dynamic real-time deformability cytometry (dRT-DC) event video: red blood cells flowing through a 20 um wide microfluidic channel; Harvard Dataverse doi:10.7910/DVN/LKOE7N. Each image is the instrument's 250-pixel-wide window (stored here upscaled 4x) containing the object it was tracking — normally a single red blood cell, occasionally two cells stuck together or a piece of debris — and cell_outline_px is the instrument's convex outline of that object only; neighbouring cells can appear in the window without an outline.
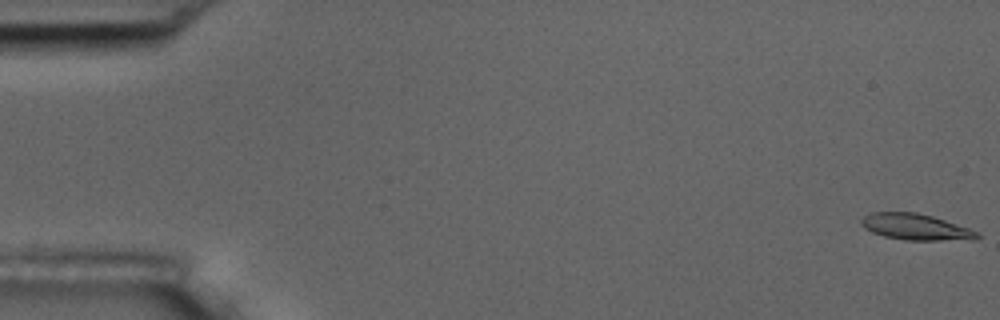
{"species": "common noctule bat (a hibernating species)", "species_latin": "Nyctalus noctula", "temperature_condition": "room temperature", "stored_images_in_passage": 57, "camera_frame_rate_fps": 3000, "um_per_image_px": 0.085, "animal": {"sex": "male", "body_mass_g": 17.5, "forearm_length_mm": 52.3}, "frame": {"image": 1, "passage_image": 1, "time_ms": 0.0, "image_size_px": [1000, 320], "cell_outline_px": [[980, 236], [972, 240], [904, 240], [884, 236], [872, 232], [864, 228], [860, 224], [860, 220], [864, 216], [872, 212], [916, 212], [932, 216], [980, 232]], "centroid_in_image_um": [77.82, 19.29], "position_along_channel_um": 7.2, "area_um2": 17.69}}
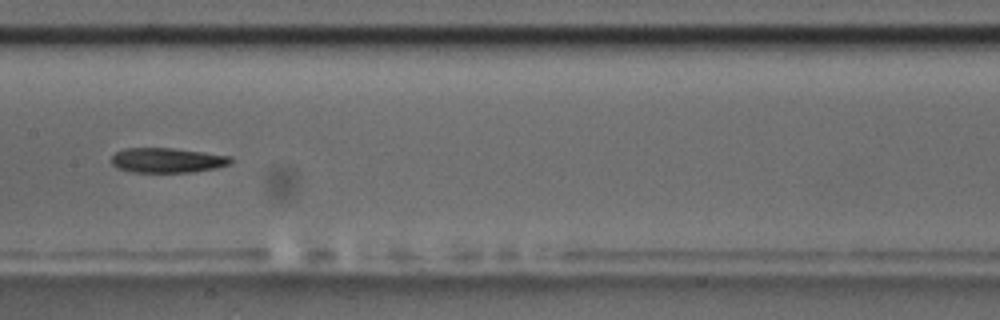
{"frame": {"image": 2, "passage_image": 29, "time_ms": 9.333, "image_size_px": [1000, 320], "cell_outline_px": [[232, 160], [228, 164], [216, 168], [192, 172], [132, 172], [116, 168], [112, 164], [112, 156], [116, 152], [124, 148], [172, 148], [204, 152], [232, 156]], "centroid_in_image_um": [14.2, 13.62], "position_along_channel_um": 193.2, "area_um2": 17.28}}
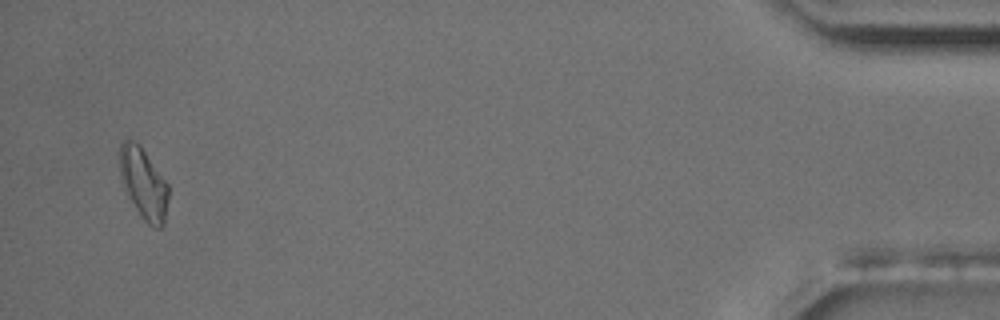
{"frame": {"image": 3, "passage_image": 55, "time_ms": 18.0, "image_size_px": [1000, 320], "cell_outline_px": [[168, 196], [164, 224], [160, 228], [152, 228], [144, 220], [128, 196], [120, 180], [120, 144], [128, 136], [140, 144], [168, 184]], "centroid_in_image_um": [12.19, 15.56], "position_along_channel_um": 423.0, "area_um2": 20.23}}